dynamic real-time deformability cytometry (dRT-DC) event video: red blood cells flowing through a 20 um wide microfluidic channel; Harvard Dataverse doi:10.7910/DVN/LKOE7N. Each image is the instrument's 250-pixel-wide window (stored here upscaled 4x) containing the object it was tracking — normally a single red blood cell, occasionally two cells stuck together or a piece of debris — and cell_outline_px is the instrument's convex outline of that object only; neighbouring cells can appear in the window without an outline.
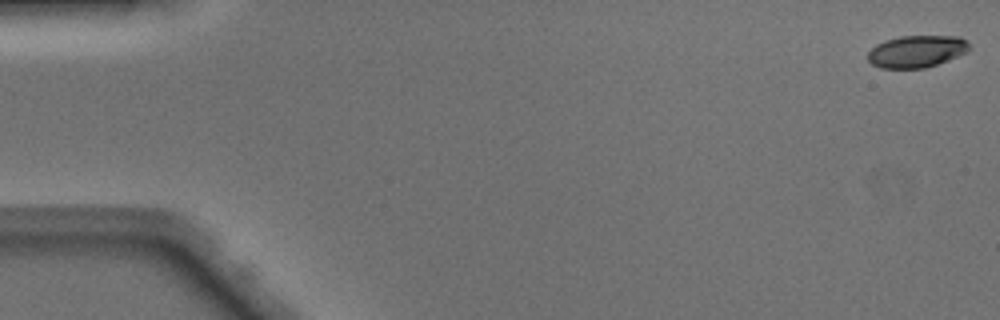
{"species": "Egyptian fruit bat (a non-hibernating species)", "species_latin": "Rousettus aegyptiacus", "temperature_condition": "warm", "stored_images_in_passage": 49, "camera_frame_rate_fps": 3000, "um_per_image_px": 0.085, "animal": {"sex": "male"}, "frame": {"image": 1, "passage_image": 1, "time_ms": 0.0, "image_size_px": [1000, 320], "cell_outline_px": [[968, 52], [948, 60], [924, 68], [880, 68], [872, 64], [868, 60], [868, 52], [876, 44], [884, 40], [900, 36], [960, 36], [968, 40]], "centroid_in_image_um": [77.91, 4.36], "position_along_channel_um": 7.1, "area_um2": 19.02}}
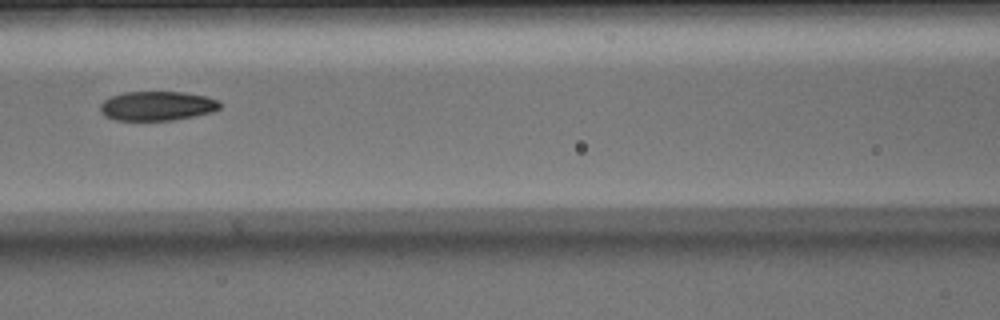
{"frame": {"image": 2, "passage_image": 22, "time_ms": 7.0, "image_size_px": [1000, 320], "cell_outline_px": [[220, 108], [212, 112], [172, 120], [116, 120], [104, 116], [100, 112], [100, 104], [104, 100], [112, 96], [124, 92], [184, 92], [204, 96], [220, 100]], "centroid_in_image_um": [13.34, 9.0], "position_along_channel_um": 153.3, "area_um2": 20.4}}
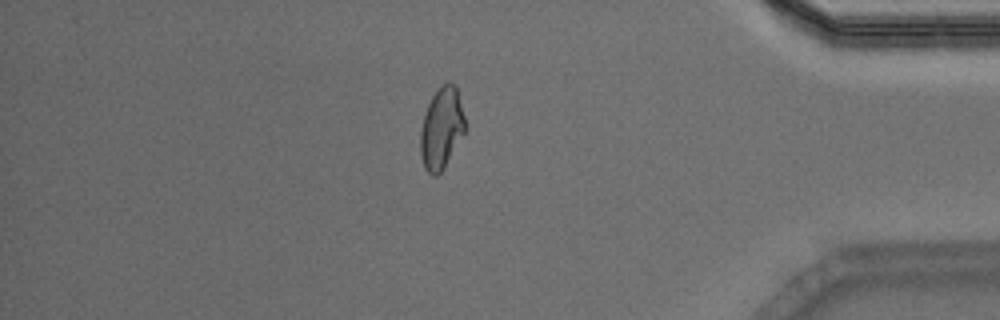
{"frame": {"image": 3, "passage_image": 42, "time_ms": 13.667, "image_size_px": [1000, 320], "cell_outline_px": [[464, 132], [444, 168], [436, 176], [432, 176], [424, 168], [420, 156], [420, 132], [424, 116], [428, 104], [432, 96], [448, 80], [452, 80], [456, 84], [464, 116]], "centroid_in_image_um": [37.51, 10.9], "position_along_channel_um": 397.7, "area_um2": 21.04}, "authors_computed_cell_mechanics": {"area_um2": 21.2126, "velocity_mm_per_s": 4.1571, "shape_relaxation_time_tau1_ms": 8.1584, "shape_relaxation_time_tau2_ms": 2.001, "deformation_change_tau1": 0.2037, "deformation_change_tau2": 0.0787}}